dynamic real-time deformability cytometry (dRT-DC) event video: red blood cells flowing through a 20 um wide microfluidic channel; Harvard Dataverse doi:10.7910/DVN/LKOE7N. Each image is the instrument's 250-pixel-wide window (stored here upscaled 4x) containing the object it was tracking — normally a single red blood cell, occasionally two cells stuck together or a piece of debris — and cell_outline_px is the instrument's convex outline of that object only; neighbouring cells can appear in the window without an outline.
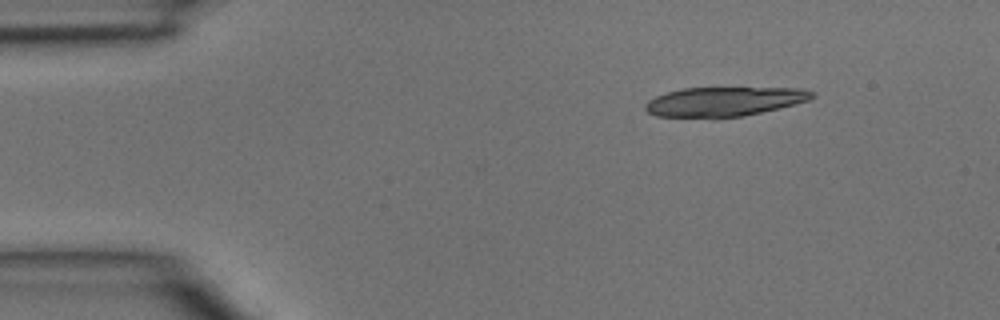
{"species": "common noctule bat (a hibernating species)", "species_latin": "Nyctalus noctula", "temperature_condition": "room temperature", "stored_images_in_passage": 2, "camera_frame_rate_fps": 3000, "um_per_image_px": 0.085, "animal": {"sex": "male", "body_mass_g": 15.6}, "frame": {"image": 1, "passage_image": 2, "time_ms": 0.333, "image_size_px": [1000, 320], "cell_outline_px": [[816, 96], [808, 100], [744, 116], [716, 120], [712, 120], [656, 116], [648, 112], [644, 108], [644, 104], [648, 100], [656, 96], [668, 92], [684, 88], [804, 88], [812, 92]], "centroid_in_image_um": [61.46, 8.67], "position_along_channel_um": 23.5, "area_um2": 29.07}}